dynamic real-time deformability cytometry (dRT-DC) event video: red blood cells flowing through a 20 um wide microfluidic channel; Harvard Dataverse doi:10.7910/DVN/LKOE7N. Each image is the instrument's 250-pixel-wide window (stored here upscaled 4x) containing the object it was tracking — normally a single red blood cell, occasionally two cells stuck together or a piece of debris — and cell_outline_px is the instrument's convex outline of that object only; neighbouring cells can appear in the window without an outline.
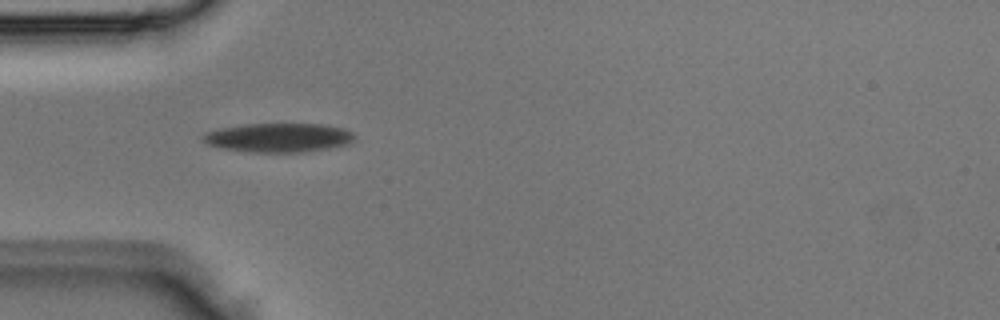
{"species": "Egyptian fruit bat (a non-hibernating species)", "species_latin": "Rousettus aegyptiacus", "temperature_condition": "room temperature", "stored_images_in_passage": 1, "camera_frame_rate_fps": 3000, "um_per_image_px": 0.085, "animal": {"sex": "male"}, "frame": {"image": 1, "passage_image": 1, "time_ms": 0.0, "image_size_px": [1000, 320], "cell_outline_px": [[356, 136], [348, 144], [328, 148], [300, 152], [248, 152], [224, 148], [208, 144], [200, 140], [200, 136], [204, 132], [220, 128], [244, 124], [328, 124], [344, 128], [352, 132]], "centroid_in_image_um": [23.65, 11.69], "position_along_channel_um": 61.3, "area_um2": 25.78}}